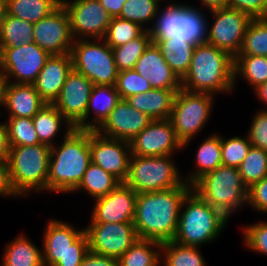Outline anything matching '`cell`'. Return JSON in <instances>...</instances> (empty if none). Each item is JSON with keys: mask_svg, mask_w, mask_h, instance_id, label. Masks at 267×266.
I'll return each instance as SVG.
<instances>
[{"mask_svg": "<svg viewBox=\"0 0 267 266\" xmlns=\"http://www.w3.org/2000/svg\"><path fill=\"white\" fill-rule=\"evenodd\" d=\"M191 189L192 186L184 182L172 189L137 193L133 224L138 238L160 243L172 241L182 201Z\"/></svg>", "mask_w": 267, "mask_h": 266, "instance_id": "6da1fadb", "label": "cell"}, {"mask_svg": "<svg viewBox=\"0 0 267 266\" xmlns=\"http://www.w3.org/2000/svg\"><path fill=\"white\" fill-rule=\"evenodd\" d=\"M63 141L51 147L47 191L73 193L91 163L90 130L65 129Z\"/></svg>", "mask_w": 267, "mask_h": 266, "instance_id": "7a4b0ae2", "label": "cell"}, {"mask_svg": "<svg viewBox=\"0 0 267 266\" xmlns=\"http://www.w3.org/2000/svg\"><path fill=\"white\" fill-rule=\"evenodd\" d=\"M235 86L234 58L214 45H197L189 71L181 80V87L190 92L215 96L218 93H232Z\"/></svg>", "mask_w": 267, "mask_h": 266, "instance_id": "3957f363", "label": "cell"}, {"mask_svg": "<svg viewBox=\"0 0 267 266\" xmlns=\"http://www.w3.org/2000/svg\"><path fill=\"white\" fill-rule=\"evenodd\" d=\"M227 223L224 215L191 189L182 201L173 241L185 246L201 247L217 239Z\"/></svg>", "mask_w": 267, "mask_h": 266, "instance_id": "277c9868", "label": "cell"}, {"mask_svg": "<svg viewBox=\"0 0 267 266\" xmlns=\"http://www.w3.org/2000/svg\"><path fill=\"white\" fill-rule=\"evenodd\" d=\"M160 8L154 24L148 27L152 43L170 38L184 40L194 46L207 43L210 24L203 11L193 5L179 2L168 3L164 9Z\"/></svg>", "mask_w": 267, "mask_h": 266, "instance_id": "5b68a950", "label": "cell"}, {"mask_svg": "<svg viewBox=\"0 0 267 266\" xmlns=\"http://www.w3.org/2000/svg\"><path fill=\"white\" fill-rule=\"evenodd\" d=\"M192 190L228 220L248 202V188L236 167H217L195 182Z\"/></svg>", "mask_w": 267, "mask_h": 266, "instance_id": "8992f818", "label": "cell"}, {"mask_svg": "<svg viewBox=\"0 0 267 266\" xmlns=\"http://www.w3.org/2000/svg\"><path fill=\"white\" fill-rule=\"evenodd\" d=\"M51 146L39 143L32 146H11L8 159L10 179L17 196L33 191H47Z\"/></svg>", "mask_w": 267, "mask_h": 266, "instance_id": "52a82bcc", "label": "cell"}, {"mask_svg": "<svg viewBox=\"0 0 267 266\" xmlns=\"http://www.w3.org/2000/svg\"><path fill=\"white\" fill-rule=\"evenodd\" d=\"M45 228L42 242L44 266H80L89 251L85 228L52 219Z\"/></svg>", "mask_w": 267, "mask_h": 266, "instance_id": "ba28073f", "label": "cell"}, {"mask_svg": "<svg viewBox=\"0 0 267 266\" xmlns=\"http://www.w3.org/2000/svg\"><path fill=\"white\" fill-rule=\"evenodd\" d=\"M172 155L131 156L126 184L136 193H147L172 189L182 185L180 170Z\"/></svg>", "mask_w": 267, "mask_h": 266, "instance_id": "9c48e42d", "label": "cell"}, {"mask_svg": "<svg viewBox=\"0 0 267 266\" xmlns=\"http://www.w3.org/2000/svg\"><path fill=\"white\" fill-rule=\"evenodd\" d=\"M73 70L93 85L115 86L119 71L112 48L103 39L74 40L70 51Z\"/></svg>", "mask_w": 267, "mask_h": 266, "instance_id": "30bf717a", "label": "cell"}, {"mask_svg": "<svg viewBox=\"0 0 267 266\" xmlns=\"http://www.w3.org/2000/svg\"><path fill=\"white\" fill-rule=\"evenodd\" d=\"M214 95L181 88L175 96L171 121L176 137L187 148L193 137L205 127L213 109Z\"/></svg>", "mask_w": 267, "mask_h": 266, "instance_id": "8fae6325", "label": "cell"}, {"mask_svg": "<svg viewBox=\"0 0 267 266\" xmlns=\"http://www.w3.org/2000/svg\"><path fill=\"white\" fill-rule=\"evenodd\" d=\"M49 57L50 54L34 42L17 48L0 47L2 82L34 84Z\"/></svg>", "mask_w": 267, "mask_h": 266, "instance_id": "7c38bea8", "label": "cell"}, {"mask_svg": "<svg viewBox=\"0 0 267 266\" xmlns=\"http://www.w3.org/2000/svg\"><path fill=\"white\" fill-rule=\"evenodd\" d=\"M210 13L214 22L208 26L207 43L226 51L235 58L241 49L244 34L252 19L243 12L229 7L210 10Z\"/></svg>", "mask_w": 267, "mask_h": 266, "instance_id": "4fadbf2b", "label": "cell"}, {"mask_svg": "<svg viewBox=\"0 0 267 266\" xmlns=\"http://www.w3.org/2000/svg\"><path fill=\"white\" fill-rule=\"evenodd\" d=\"M68 12L74 40L103 39L111 16L99 0H61Z\"/></svg>", "mask_w": 267, "mask_h": 266, "instance_id": "5bb4252c", "label": "cell"}, {"mask_svg": "<svg viewBox=\"0 0 267 266\" xmlns=\"http://www.w3.org/2000/svg\"><path fill=\"white\" fill-rule=\"evenodd\" d=\"M89 250L119 259L138 239L133 222L90 223L85 227Z\"/></svg>", "mask_w": 267, "mask_h": 266, "instance_id": "9a60e30c", "label": "cell"}, {"mask_svg": "<svg viewBox=\"0 0 267 266\" xmlns=\"http://www.w3.org/2000/svg\"><path fill=\"white\" fill-rule=\"evenodd\" d=\"M34 43L50 55L70 53L74 38L67 10L61 3L45 18L33 24Z\"/></svg>", "mask_w": 267, "mask_h": 266, "instance_id": "2e32d148", "label": "cell"}, {"mask_svg": "<svg viewBox=\"0 0 267 266\" xmlns=\"http://www.w3.org/2000/svg\"><path fill=\"white\" fill-rule=\"evenodd\" d=\"M91 162L109 172L121 183H125L129 174L131 157L130 143L103 136L96 130H90Z\"/></svg>", "mask_w": 267, "mask_h": 266, "instance_id": "e0dca14e", "label": "cell"}, {"mask_svg": "<svg viewBox=\"0 0 267 266\" xmlns=\"http://www.w3.org/2000/svg\"><path fill=\"white\" fill-rule=\"evenodd\" d=\"M93 83L71 70L53 105L76 129L86 130V110Z\"/></svg>", "mask_w": 267, "mask_h": 266, "instance_id": "ac0fdd59", "label": "cell"}, {"mask_svg": "<svg viewBox=\"0 0 267 266\" xmlns=\"http://www.w3.org/2000/svg\"><path fill=\"white\" fill-rule=\"evenodd\" d=\"M129 143L131 156H174L177 150L184 149L169 119L152 120Z\"/></svg>", "mask_w": 267, "mask_h": 266, "instance_id": "d6986e66", "label": "cell"}, {"mask_svg": "<svg viewBox=\"0 0 267 266\" xmlns=\"http://www.w3.org/2000/svg\"><path fill=\"white\" fill-rule=\"evenodd\" d=\"M137 193L126 183H120L106 196L95 199L90 223L133 222Z\"/></svg>", "mask_w": 267, "mask_h": 266, "instance_id": "ffe728a7", "label": "cell"}, {"mask_svg": "<svg viewBox=\"0 0 267 266\" xmlns=\"http://www.w3.org/2000/svg\"><path fill=\"white\" fill-rule=\"evenodd\" d=\"M151 121L148 115L132 108L126 100L121 99L96 131L103 136L130 142Z\"/></svg>", "mask_w": 267, "mask_h": 266, "instance_id": "44dd1931", "label": "cell"}, {"mask_svg": "<svg viewBox=\"0 0 267 266\" xmlns=\"http://www.w3.org/2000/svg\"><path fill=\"white\" fill-rule=\"evenodd\" d=\"M134 69L149 81L154 89L180 90L181 80L164 60L160 48L150 43L137 60Z\"/></svg>", "mask_w": 267, "mask_h": 266, "instance_id": "7402d4cb", "label": "cell"}, {"mask_svg": "<svg viewBox=\"0 0 267 266\" xmlns=\"http://www.w3.org/2000/svg\"><path fill=\"white\" fill-rule=\"evenodd\" d=\"M45 104L34 84L2 82L0 106L6 107L8 118H33Z\"/></svg>", "mask_w": 267, "mask_h": 266, "instance_id": "603a6c76", "label": "cell"}, {"mask_svg": "<svg viewBox=\"0 0 267 266\" xmlns=\"http://www.w3.org/2000/svg\"><path fill=\"white\" fill-rule=\"evenodd\" d=\"M73 69L70 53L50 55L34 83L46 104H53L60 94L68 74Z\"/></svg>", "mask_w": 267, "mask_h": 266, "instance_id": "cb8c5ba5", "label": "cell"}, {"mask_svg": "<svg viewBox=\"0 0 267 266\" xmlns=\"http://www.w3.org/2000/svg\"><path fill=\"white\" fill-rule=\"evenodd\" d=\"M179 90L154 89L128 97L130 106L148 115L152 120L169 119L176 93Z\"/></svg>", "mask_w": 267, "mask_h": 266, "instance_id": "d4e9b609", "label": "cell"}, {"mask_svg": "<svg viewBox=\"0 0 267 266\" xmlns=\"http://www.w3.org/2000/svg\"><path fill=\"white\" fill-rule=\"evenodd\" d=\"M120 100L115 86L93 85L86 110V130H97Z\"/></svg>", "mask_w": 267, "mask_h": 266, "instance_id": "484cf974", "label": "cell"}, {"mask_svg": "<svg viewBox=\"0 0 267 266\" xmlns=\"http://www.w3.org/2000/svg\"><path fill=\"white\" fill-rule=\"evenodd\" d=\"M200 146L196 151L195 157V169L190 174L183 177L185 182L189 185H193L206 173L215 170L222 165L221 156V135L211 134L205 140H202Z\"/></svg>", "mask_w": 267, "mask_h": 266, "instance_id": "4316f807", "label": "cell"}, {"mask_svg": "<svg viewBox=\"0 0 267 266\" xmlns=\"http://www.w3.org/2000/svg\"><path fill=\"white\" fill-rule=\"evenodd\" d=\"M0 266H44L43 249L24 234L18 235L5 247Z\"/></svg>", "mask_w": 267, "mask_h": 266, "instance_id": "83f0119b", "label": "cell"}, {"mask_svg": "<svg viewBox=\"0 0 267 266\" xmlns=\"http://www.w3.org/2000/svg\"><path fill=\"white\" fill-rule=\"evenodd\" d=\"M34 128L37 132L39 142L45 145L54 146V137L62 129H74L70 122L59 112L53 104H45L32 118Z\"/></svg>", "mask_w": 267, "mask_h": 266, "instance_id": "f1b7e54d", "label": "cell"}, {"mask_svg": "<svg viewBox=\"0 0 267 266\" xmlns=\"http://www.w3.org/2000/svg\"><path fill=\"white\" fill-rule=\"evenodd\" d=\"M155 44L160 48L164 60L172 71L182 80L189 71L196 46L174 38L157 40Z\"/></svg>", "mask_w": 267, "mask_h": 266, "instance_id": "f546056e", "label": "cell"}, {"mask_svg": "<svg viewBox=\"0 0 267 266\" xmlns=\"http://www.w3.org/2000/svg\"><path fill=\"white\" fill-rule=\"evenodd\" d=\"M160 260L161 243L138 238L118 262L119 266H159Z\"/></svg>", "mask_w": 267, "mask_h": 266, "instance_id": "4dcf8cb0", "label": "cell"}, {"mask_svg": "<svg viewBox=\"0 0 267 266\" xmlns=\"http://www.w3.org/2000/svg\"><path fill=\"white\" fill-rule=\"evenodd\" d=\"M120 183L109 172L91 162L84 173L82 181L73 192L85 191L95 200L109 194Z\"/></svg>", "mask_w": 267, "mask_h": 266, "instance_id": "1f68e13d", "label": "cell"}, {"mask_svg": "<svg viewBox=\"0 0 267 266\" xmlns=\"http://www.w3.org/2000/svg\"><path fill=\"white\" fill-rule=\"evenodd\" d=\"M199 249L197 246H185L173 240L161 243L160 263L163 266H207Z\"/></svg>", "mask_w": 267, "mask_h": 266, "instance_id": "d6a6232c", "label": "cell"}, {"mask_svg": "<svg viewBox=\"0 0 267 266\" xmlns=\"http://www.w3.org/2000/svg\"><path fill=\"white\" fill-rule=\"evenodd\" d=\"M8 15L35 24L54 11L61 0H6Z\"/></svg>", "mask_w": 267, "mask_h": 266, "instance_id": "836d02e7", "label": "cell"}, {"mask_svg": "<svg viewBox=\"0 0 267 266\" xmlns=\"http://www.w3.org/2000/svg\"><path fill=\"white\" fill-rule=\"evenodd\" d=\"M242 77L253 87L267 82V57L252 55H237L234 58V83Z\"/></svg>", "mask_w": 267, "mask_h": 266, "instance_id": "e575fe53", "label": "cell"}, {"mask_svg": "<svg viewBox=\"0 0 267 266\" xmlns=\"http://www.w3.org/2000/svg\"><path fill=\"white\" fill-rule=\"evenodd\" d=\"M33 24L16 18L6 16L0 34V47H14L34 42Z\"/></svg>", "mask_w": 267, "mask_h": 266, "instance_id": "d590c367", "label": "cell"}, {"mask_svg": "<svg viewBox=\"0 0 267 266\" xmlns=\"http://www.w3.org/2000/svg\"><path fill=\"white\" fill-rule=\"evenodd\" d=\"M152 42L149 31L146 30L141 36L130 40L126 44L112 48L115 64L118 71L134 69L137 60Z\"/></svg>", "mask_w": 267, "mask_h": 266, "instance_id": "8d00e7d4", "label": "cell"}, {"mask_svg": "<svg viewBox=\"0 0 267 266\" xmlns=\"http://www.w3.org/2000/svg\"><path fill=\"white\" fill-rule=\"evenodd\" d=\"M244 185L250 188L267 177V151L251 146L238 167Z\"/></svg>", "mask_w": 267, "mask_h": 266, "instance_id": "74e56055", "label": "cell"}, {"mask_svg": "<svg viewBox=\"0 0 267 266\" xmlns=\"http://www.w3.org/2000/svg\"><path fill=\"white\" fill-rule=\"evenodd\" d=\"M238 55L267 57V18L251 20Z\"/></svg>", "mask_w": 267, "mask_h": 266, "instance_id": "f35d334b", "label": "cell"}, {"mask_svg": "<svg viewBox=\"0 0 267 266\" xmlns=\"http://www.w3.org/2000/svg\"><path fill=\"white\" fill-rule=\"evenodd\" d=\"M159 2V0H126L118 17L135 22L148 30L145 24L154 23L160 7Z\"/></svg>", "mask_w": 267, "mask_h": 266, "instance_id": "ab89813d", "label": "cell"}, {"mask_svg": "<svg viewBox=\"0 0 267 266\" xmlns=\"http://www.w3.org/2000/svg\"><path fill=\"white\" fill-rule=\"evenodd\" d=\"M145 31L146 29L135 22L123 20L119 17H113L111 18L103 40L111 48H115L126 44L130 40L136 39Z\"/></svg>", "mask_w": 267, "mask_h": 266, "instance_id": "60d3db41", "label": "cell"}, {"mask_svg": "<svg viewBox=\"0 0 267 266\" xmlns=\"http://www.w3.org/2000/svg\"><path fill=\"white\" fill-rule=\"evenodd\" d=\"M4 123L10 146H32L40 143L32 118H8Z\"/></svg>", "mask_w": 267, "mask_h": 266, "instance_id": "b9f144b4", "label": "cell"}, {"mask_svg": "<svg viewBox=\"0 0 267 266\" xmlns=\"http://www.w3.org/2000/svg\"><path fill=\"white\" fill-rule=\"evenodd\" d=\"M251 146L247 136H234L228 139L221 136L222 165L238 168Z\"/></svg>", "mask_w": 267, "mask_h": 266, "instance_id": "7bdbcfd3", "label": "cell"}, {"mask_svg": "<svg viewBox=\"0 0 267 266\" xmlns=\"http://www.w3.org/2000/svg\"><path fill=\"white\" fill-rule=\"evenodd\" d=\"M115 88L119 93L120 99L126 100L136 94L145 93L152 89L147 79L141 76L135 69L120 71Z\"/></svg>", "mask_w": 267, "mask_h": 266, "instance_id": "ee69618b", "label": "cell"}, {"mask_svg": "<svg viewBox=\"0 0 267 266\" xmlns=\"http://www.w3.org/2000/svg\"><path fill=\"white\" fill-rule=\"evenodd\" d=\"M243 228V243L246 248L267 256V222L260 221Z\"/></svg>", "mask_w": 267, "mask_h": 266, "instance_id": "f6af8a7d", "label": "cell"}, {"mask_svg": "<svg viewBox=\"0 0 267 266\" xmlns=\"http://www.w3.org/2000/svg\"><path fill=\"white\" fill-rule=\"evenodd\" d=\"M246 134L253 147L267 151V111L259 110Z\"/></svg>", "mask_w": 267, "mask_h": 266, "instance_id": "bcb514c9", "label": "cell"}, {"mask_svg": "<svg viewBox=\"0 0 267 266\" xmlns=\"http://www.w3.org/2000/svg\"><path fill=\"white\" fill-rule=\"evenodd\" d=\"M227 7L243 12L251 19L267 18V0H228Z\"/></svg>", "mask_w": 267, "mask_h": 266, "instance_id": "7dc6e473", "label": "cell"}, {"mask_svg": "<svg viewBox=\"0 0 267 266\" xmlns=\"http://www.w3.org/2000/svg\"><path fill=\"white\" fill-rule=\"evenodd\" d=\"M247 205L260 213H267V177L248 188Z\"/></svg>", "mask_w": 267, "mask_h": 266, "instance_id": "c3c4849f", "label": "cell"}, {"mask_svg": "<svg viewBox=\"0 0 267 266\" xmlns=\"http://www.w3.org/2000/svg\"><path fill=\"white\" fill-rule=\"evenodd\" d=\"M0 196L18 197L11 184L8 161L2 160H0Z\"/></svg>", "mask_w": 267, "mask_h": 266, "instance_id": "681fc988", "label": "cell"}, {"mask_svg": "<svg viewBox=\"0 0 267 266\" xmlns=\"http://www.w3.org/2000/svg\"><path fill=\"white\" fill-rule=\"evenodd\" d=\"M80 266H119L118 259L89 250Z\"/></svg>", "mask_w": 267, "mask_h": 266, "instance_id": "f907efd6", "label": "cell"}, {"mask_svg": "<svg viewBox=\"0 0 267 266\" xmlns=\"http://www.w3.org/2000/svg\"><path fill=\"white\" fill-rule=\"evenodd\" d=\"M10 143L5 123H0V160L8 161L10 154Z\"/></svg>", "mask_w": 267, "mask_h": 266, "instance_id": "816d5d0a", "label": "cell"}, {"mask_svg": "<svg viewBox=\"0 0 267 266\" xmlns=\"http://www.w3.org/2000/svg\"><path fill=\"white\" fill-rule=\"evenodd\" d=\"M99 2L113 18L120 15L123 4L126 2V0H99Z\"/></svg>", "mask_w": 267, "mask_h": 266, "instance_id": "f5cc1de1", "label": "cell"}, {"mask_svg": "<svg viewBox=\"0 0 267 266\" xmlns=\"http://www.w3.org/2000/svg\"><path fill=\"white\" fill-rule=\"evenodd\" d=\"M206 9L214 10L222 7H227L228 0H199Z\"/></svg>", "mask_w": 267, "mask_h": 266, "instance_id": "db71d44e", "label": "cell"}, {"mask_svg": "<svg viewBox=\"0 0 267 266\" xmlns=\"http://www.w3.org/2000/svg\"><path fill=\"white\" fill-rule=\"evenodd\" d=\"M254 94L256 98L258 97V101L262 102L263 104L265 103L264 105H267V82L255 88ZM266 107H264L262 110L267 111Z\"/></svg>", "mask_w": 267, "mask_h": 266, "instance_id": "11a10c76", "label": "cell"}, {"mask_svg": "<svg viewBox=\"0 0 267 266\" xmlns=\"http://www.w3.org/2000/svg\"><path fill=\"white\" fill-rule=\"evenodd\" d=\"M8 14L6 0H0V34L3 22Z\"/></svg>", "mask_w": 267, "mask_h": 266, "instance_id": "9f6ffc18", "label": "cell"}, {"mask_svg": "<svg viewBox=\"0 0 267 266\" xmlns=\"http://www.w3.org/2000/svg\"><path fill=\"white\" fill-rule=\"evenodd\" d=\"M1 85H2V78H1V75H0V99H1ZM1 108V106H0Z\"/></svg>", "mask_w": 267, "mask_h": 266, "instance_id": "6f0895ef", "label": "cell"}]
</instances>
